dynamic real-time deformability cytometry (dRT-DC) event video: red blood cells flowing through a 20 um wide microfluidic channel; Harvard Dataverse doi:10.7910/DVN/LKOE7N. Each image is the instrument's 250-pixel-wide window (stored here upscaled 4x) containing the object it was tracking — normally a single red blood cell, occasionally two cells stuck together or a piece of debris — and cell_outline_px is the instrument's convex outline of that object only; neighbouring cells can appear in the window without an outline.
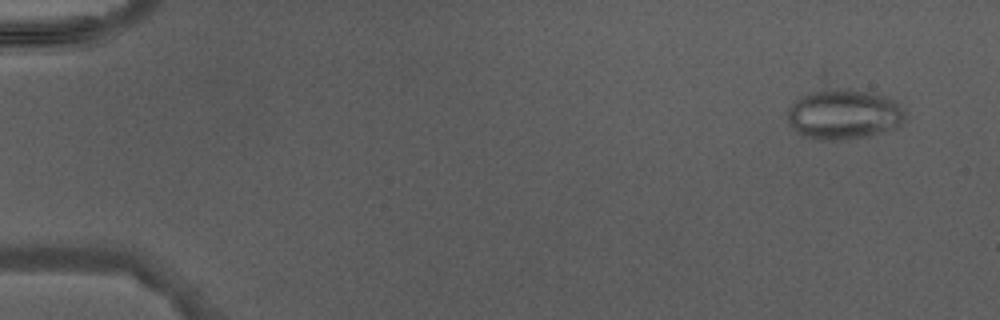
{"species": "Egyptian fruit bat (a non-hibernating species)", "species_latin": "Rousettus aegyptiacus", "temperature_condition": "warm", "stored_images_in_passage": 4, "camera_frame_rate_fps": 3000, "um_per_image_px": 0.085, "animal": {"sex": "male"}, "frame": {"image": 1, "passage_image": 2, "time_ms": 1.0, "image_size_px": [1000, 320], "cell_outline_px": [[904, 120], [896, 128], [848, 140], [820, 140], [804, 136], [796, 132], [788, 124], [788, 108], [800, 96], [812, 92], [848, 88], [868, 92], [884, 96], [896, 100], [904, 108]], "centroid_in_image_um": [71.72, 9.73], "position_along_channel_um": 13.3, "area_um2": 34.28}}